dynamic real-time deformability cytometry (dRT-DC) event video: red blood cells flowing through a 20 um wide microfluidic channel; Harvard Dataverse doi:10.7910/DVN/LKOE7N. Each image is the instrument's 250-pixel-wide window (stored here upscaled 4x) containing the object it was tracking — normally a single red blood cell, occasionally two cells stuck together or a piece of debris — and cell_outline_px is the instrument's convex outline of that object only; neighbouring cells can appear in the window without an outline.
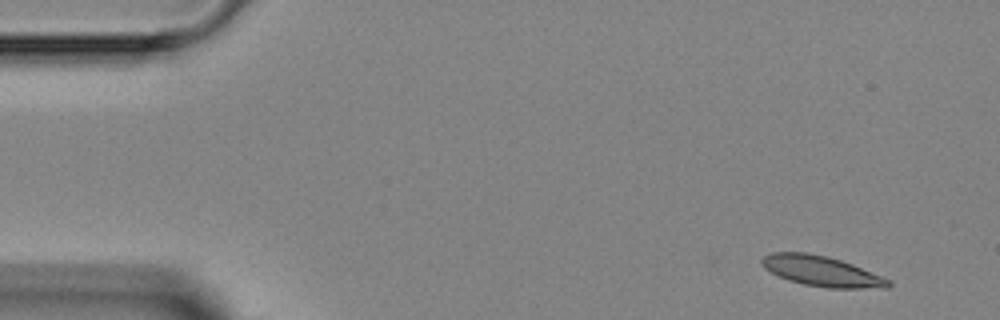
{"species": "Egyptian fruit bat (a non-hibernating species)", "species_latin": "Rousettus aegyptiacus", "temperature_condition": "room temperature", "stored_images_in_passage": 4, "camera_frame_rate_fps": 3000, "um_per_image_px": 0.085, "animal": {"sex": "female"}, "frame": {"image": 1, "passage_image": 1, "time_ms": 0.0, "image_size_px": [1000, 320], "cell_outline_px": [[892, 284], [888, 288], [828, 288], [804, 284], [788, 280], [764, 268], [760, 264], [760, 260], [764, 256], [772, 252], [808, 252], [828, 256], [852, 264], [892, 280]], "centroid_in_image_um": [69.85, 23.04], "position_along_channel_um": 15.2, "area_um2": 22.43}}
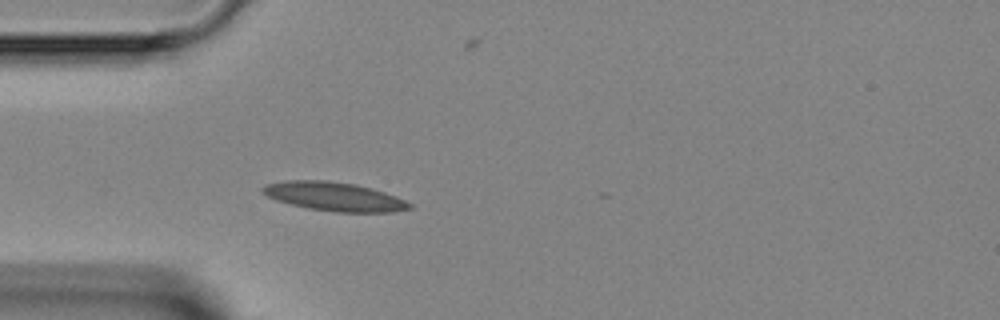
{"frame": {"image": 2, "passage_image": 4, "time_ms": 3.333, "image_size_px": [1000, 320], "cell_outline_px": [[412, 208], [392, 212], [336, 212], [308, 208], [276, 200], [268, 196], [260, 188], [264, 184], [288, 180], [324, 180], [356, 184], [384, 192], [396, 196], [412, 204]], "centroid_in_image_um": [28.41, 16.7], "position_along_channel_um": 56.6, "area_um2": 24.51}}